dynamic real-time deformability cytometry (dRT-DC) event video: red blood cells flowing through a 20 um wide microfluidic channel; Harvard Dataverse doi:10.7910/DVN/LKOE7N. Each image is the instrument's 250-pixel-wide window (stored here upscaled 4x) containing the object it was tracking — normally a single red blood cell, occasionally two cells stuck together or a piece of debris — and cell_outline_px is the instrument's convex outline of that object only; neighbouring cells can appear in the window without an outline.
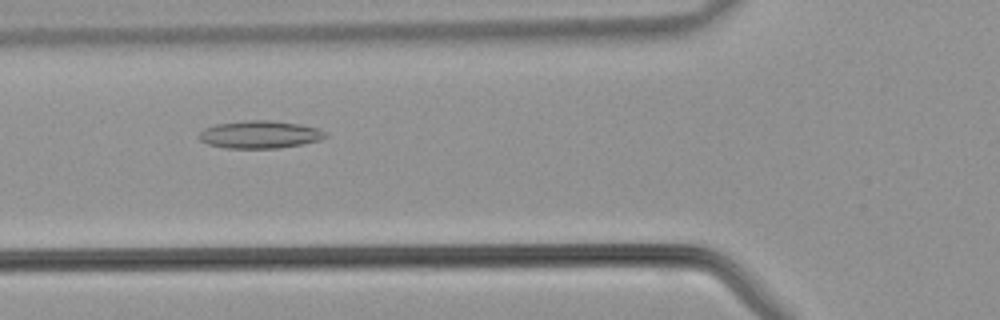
{"species": "common noctule bat (a hibernating species)", "species_latin": "Nyctalus noctula", "temperature_condition": "warm", "stored_images_in_passage": 33, "camera_frame_rate_fps": 3000, "um_per_image_px": 0.085, "animal": {"sex": "male", "body_mass_g": 21.5, "forearm_length_mm": 52.0}, "frame": {"image": 1, "passage_image": 6, "time_ms": 1.667, "image_size_px": [1000, 320], "cell_outline_px": [[328, 136], [320, 140], [300, 144], [276, 148], [224, 148], [208, 144], [200, 140], [196, 136], [204, 128], [216, 124], [248, 120], [268, 120], [300, 124], [316, 128], [324, 132]], "centroid_in_image_um": [22.03, 11.43], "position_along_channel_um": 103.8, "area_um2": 20.23}}
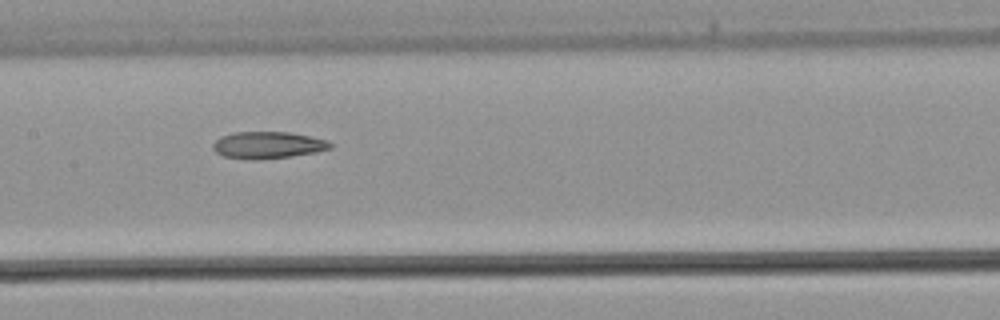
{"frame": {"image": 2, "passage_image": 11, "time_ms": 3.333, "image_size_px": [1000, 320], "cell_outline_px": [[332, 148], [316, 152], [288, 156], [224, 156], [216, 152], [212, 148], [212, 144], [220, 136], [232, 132], [288, 132], [328, 140], [332, 144]], "centroid_in_image_um": [22.8, 12.26], "position_along_channel_um": 184.6, "area_um2": 17.34}}
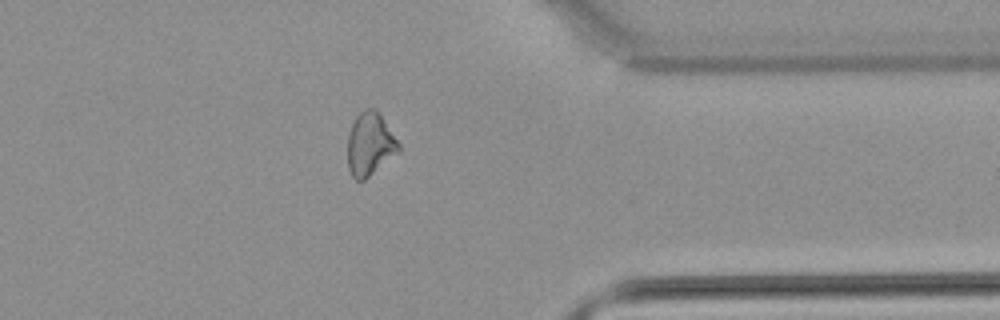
{"frame": {"image": 3, "passage_image": 24, "time_ms": 7.667, "image_size_px": [1000, 320], "cell_outline_px": [[400, 152], [364, 180], [356, 180], [352, 176], [348, 168], [348, 136], [352, 124], [356, 116], [364, 108], [372, 108], [380, 116], [400, 144]], "centroid_in_image_um": [31.44, 12.28], "position_along_channel_um": 380.0, "area_um2": 18.5}}